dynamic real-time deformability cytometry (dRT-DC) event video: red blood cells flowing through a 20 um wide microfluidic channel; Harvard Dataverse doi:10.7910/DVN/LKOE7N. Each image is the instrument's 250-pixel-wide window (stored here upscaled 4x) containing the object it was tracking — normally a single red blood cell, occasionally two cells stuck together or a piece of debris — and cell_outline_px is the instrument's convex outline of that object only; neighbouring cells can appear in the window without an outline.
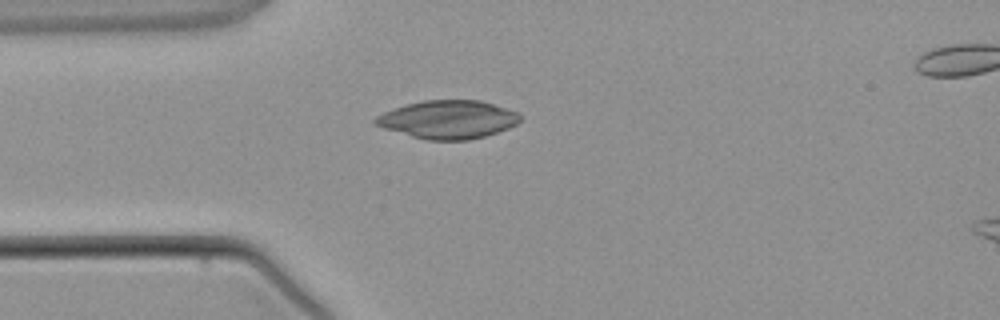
{"species": "common noctule bat (a hibernating species)", "species_latin": "Nyctalus noctula", "temperature_condition": "warm", "stored_images_in_passage": 4, "camera_frame_rate_fps": 3000, "um_per_image_px": 0.085, "animal": {"sex": "male", "body_mass_g": 21.5, "forearm_length_mm": 52.0}, "frame": {"image": 1, "passage_image": 3, "time_ms": 3.0, "image_size_px": [1000, 320], "cell_outline_px": [[520, 120], [516, 124], [508, 128], [484, 136], [468, 140], [424, 140], [384, 128], [376, 124], [372, 120], [376, 116], [384, 112], [408, 104], [424, 100], [480, 100], [520, 112]], "centroid_in_image_um": [38.1, 10.16], "position_along_channel_um": 46.9, "area_um2": 32.08}}